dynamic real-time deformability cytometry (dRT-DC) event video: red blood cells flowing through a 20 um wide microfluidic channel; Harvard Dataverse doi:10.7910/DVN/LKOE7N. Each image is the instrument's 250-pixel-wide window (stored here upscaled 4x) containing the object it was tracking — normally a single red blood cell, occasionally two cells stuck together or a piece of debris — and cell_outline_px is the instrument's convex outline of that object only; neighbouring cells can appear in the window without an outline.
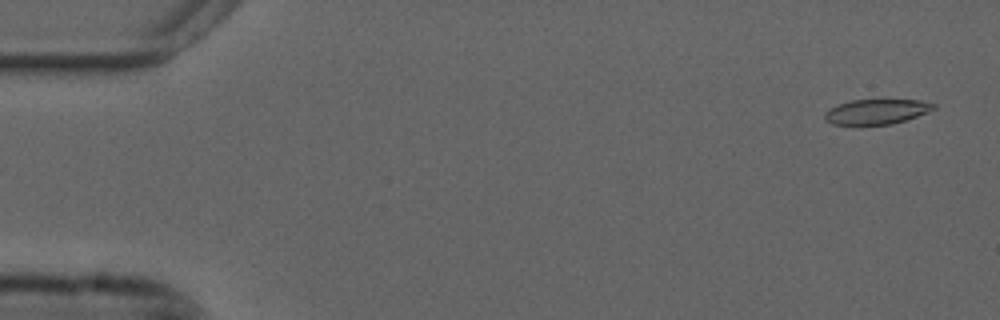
{"species": "common noctule bat (a hibernating species)", "species_latin": "Nyctalus noctula", "temperature_condition": "cold", "stored_images_in_passage": 56, "camera_frame_rate_fps": 3000, "um_per_image_px": 0.085, "animal": {"sex": "male", "forearm_length_mm": 52.5}, "frame": {"image": 1, "passage_image": 3, "time_ms": 0.667, "image_size_px": [1000, 320], "cell_outline_px": [[936, 108], [928, 112], [892, 124], [860, 128], [856, 128], [832, 124], [824, 120], [824, 112], [828, 108], [852, 100], [920, 100], [936, 104]], "centroid_in_image_um": [74.41, 9.55], "position_along_channel_um": 10.6, "area_um2": 16.65}}
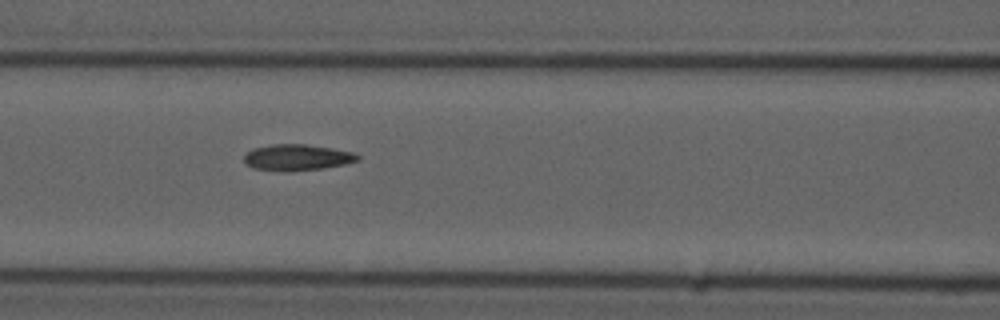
{"frame": {"image": 2, "passage_image": 24, "time_ms": 7.667, "image_size_px": [1000, 320], "cell_outline_px": [[360, 160], [344, 164], [324, 168], [292, 172], [280, 172], [252, 168], [244, 160], [244, 156], [252, 148], [272, 144], [304, 144], [332, 148], [352, 152], [360, 156]], "centroid_in_image_um": [25.24, 13.39], "position_along_channel_um": 141.4, "area_um2": 17.51}}
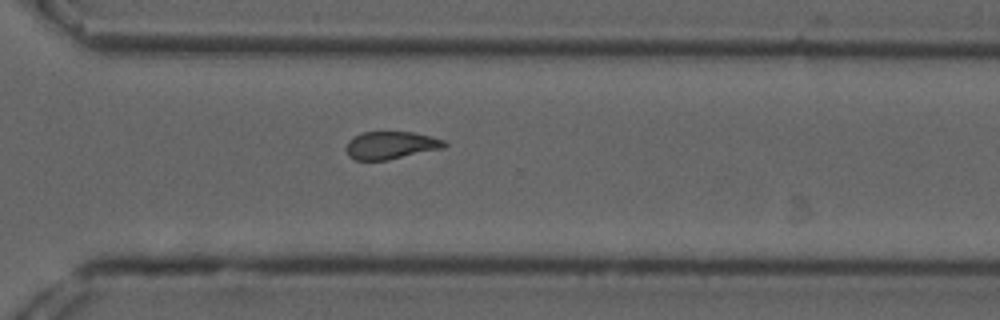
{"frame": {"image": 3, "passage_image": 40, "time_ms": 13.0, "image_size_px": [1000, 320], "cell_outline_px": [[448, 144], [444, 148], [388, 160], [356, 160], [348, 156], [344, 148], [348, 140], [364, 132], [412, 132], [444, 140]], "centroid_in_image_um": [33.2, 12.36], "position_along_channel_um": 337.4, "area_um2": 15.84}, "authors_computed_cell_mechanics": {"area_um2": 16.762, "velocity_mm_per_s": 3.6864, "shape_relaxation_time_tau1_ms": null, "shape_relaxation_time_tau2_ms": 2.5624, "deformation_change_tau1": null, "deformation_change_tau2": 0.0823}}